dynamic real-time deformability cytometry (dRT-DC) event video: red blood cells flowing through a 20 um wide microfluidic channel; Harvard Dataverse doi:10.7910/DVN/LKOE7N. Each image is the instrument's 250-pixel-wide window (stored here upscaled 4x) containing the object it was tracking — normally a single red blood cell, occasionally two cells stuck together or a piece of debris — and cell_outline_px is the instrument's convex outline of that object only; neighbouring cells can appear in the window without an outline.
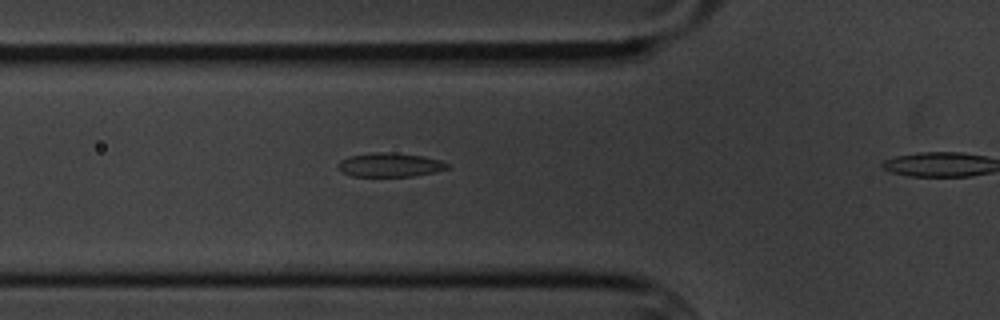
{"species": "common noctule bat (a hibernating species)", "species_latin": "Nyctalus noctula", "temperature_condition": "cold", "stored_images_in_passage": 5, "camera_frame_rate_fps": 3000, "um_per_image_px": 0.085, "animal": {"sex": "male", "body_mass_g": 20.1, "forearm_length_mm": 53.5}, "frame": {"image": 1, "passage_image": 4, "time_ms": 3.333, "image_size_px": [1000, 320], "cell_outline_px": [[452, 168], [436, 172], [412, 176], [352, 176], [344, 172], [336, 164], [340, 160], [348, 156], [372, 152], [388, 152], [424, 156], [440, 160], [452, 164]], "centroid_in_image_um": [33.21, 14.01], "position_along_channel_um": 92.6, "area_um2": 15.43}}